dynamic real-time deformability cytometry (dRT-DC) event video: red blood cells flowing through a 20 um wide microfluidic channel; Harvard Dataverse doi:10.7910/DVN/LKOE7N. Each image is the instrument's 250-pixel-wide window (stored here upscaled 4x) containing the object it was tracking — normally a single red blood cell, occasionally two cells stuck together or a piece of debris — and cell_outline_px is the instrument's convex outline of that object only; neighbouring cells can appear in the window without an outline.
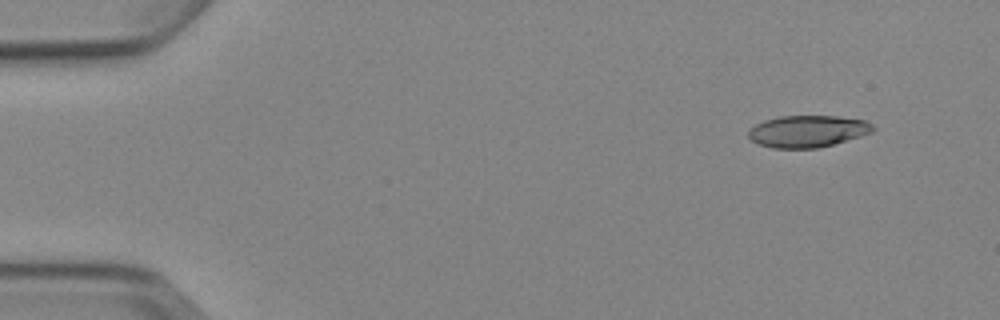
{"species": "Egyptian fruit bat (a non-hibernating species)", "species_latin": "Rousettus aegyptiacus", "temperature_condition": "cold", "stored_images_in_passage": 5, "camera_frame_rate_fps": 3000, "um_per_image_px": 0.085, "animal": {"sex": "female"}, "frame": {"image": 1, "passage_image": 2, "time_ms": 1.0, "image_size_px": [1000, 320], "cell_outline_px": [[876, 128], [872, 132], [860, 136], [832, 144], [816, 148], [772, 148], [760, 144], [752, 140], [748, 136], [748, 132], [756, 124], [764, 120], [780, 116], [836, 116], [864, 120], [872, 124]], "centroid_in_image_um": [68.65, 11.15], "position_along_channel_um": 16.3, "area_um2": 22.89}}
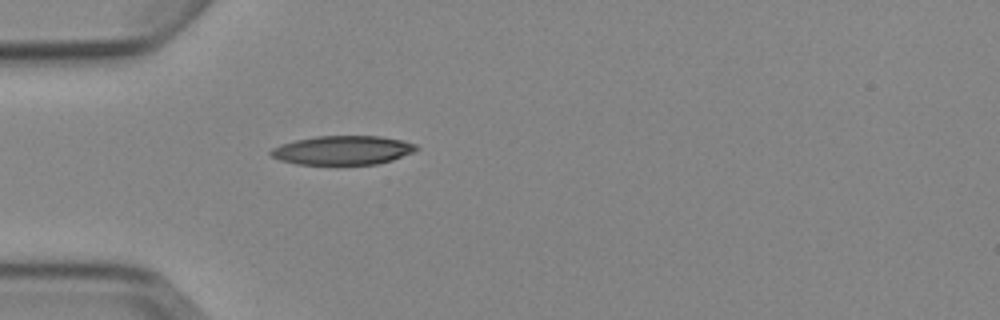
{"frame": {"image": 2, "passage_image": 5, "time_ms": 4.667, "image_size_px": [1000, 320], "cell_outline_px": [[420, 148], [416, 152], [392, 160], [376, 164], [336, 168], [296, 164], [280, 160], [272, 156], [268, 152], [272, 148], [280, 144], [296, 140], [316, 136], [380, 136], [404, 140], [416, 144]], "centroid_in_image_um": [29.14, 12.82], "position_along_channel_um": 55.9, "area_um2": 25.89}}